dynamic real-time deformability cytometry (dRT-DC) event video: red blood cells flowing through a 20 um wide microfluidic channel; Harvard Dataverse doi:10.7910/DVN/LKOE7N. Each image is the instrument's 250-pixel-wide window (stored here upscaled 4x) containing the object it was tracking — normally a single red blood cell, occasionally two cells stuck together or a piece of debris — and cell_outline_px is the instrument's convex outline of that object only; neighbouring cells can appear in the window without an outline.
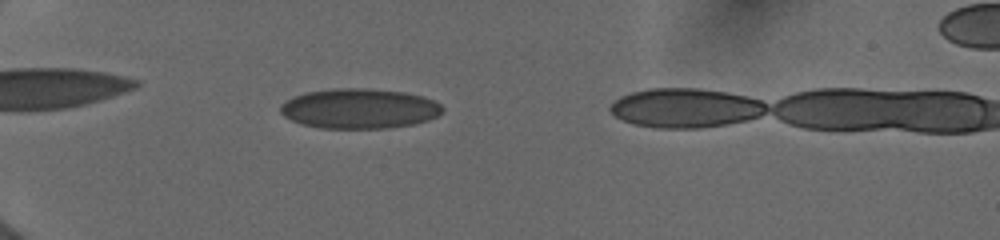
{"species": "human", "species_latin": "Homo sapiens", "temperature_condition": "cold", "stored_images_in_passage": 49, "camera_frame_rate_fps": 3000, "um_per_image_px": 0.085, "donor": {"sex": "female"}, "frame": {"image": 1, "passage_image": 7, "time_ms": 1.333, "image_size_px": [1000, 240], "cell_outline_px": [[444, 112], [428, 120], [416, 124], [388, 128], [320, 128], [300, 124], [284, 116], [280, 112], [280, 104], [292, 96], [304, 92], [332, 88], [368, 88], [404, 92], [424, 96], [440, 104], [444, 108]], "centroid_in_image_um": [30.53, 9.22], "position_along_channel_um": 54.5, "area_um2": 38.21}}
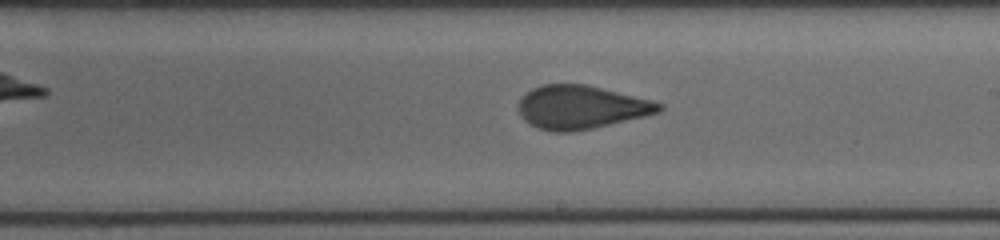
{"frame": {"image": 2, "passage_image": 23, "time_ms": 6.667, "image_size_px": [1000, 240], "cell_outline_px": [[664, 108], [660, 112], [644, 116], [592, 128], [572, 132], [552, 132], [528, 124], [520, 116], [520, 100], [532, 88], [544, 84], [588, 84], [652, 100], [664, 104]], "centroid_in_image_um": [49.42, 9.11], "position_along_channel_um": 239.6, "area_um2": 35.49}}
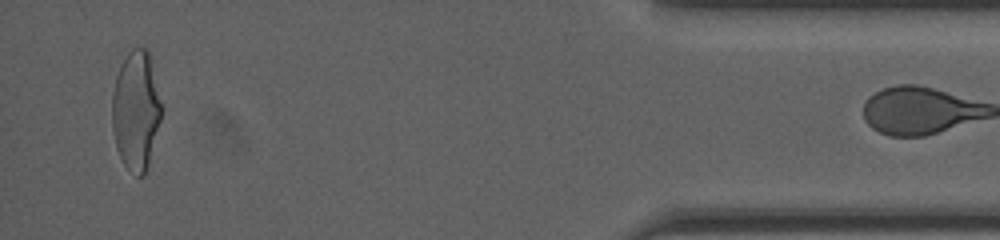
{"frame": {"image": 3, "passage_image": 48, "time_ms": 12.667, "image_size_px": [1000, 240], "cell_outline_px": [[164, 108], [148, 164], [144, 176], [136, 176], [124, 164], [116, 148], [112, 128], [112, 92], [116, 76], [128, 52], [132, 48], [144, 48], [148, 52]], "centroid_in_image_um": [11.57, 9.4], "position_along_channel_um": 423.6, "area_um2": 34.28}}